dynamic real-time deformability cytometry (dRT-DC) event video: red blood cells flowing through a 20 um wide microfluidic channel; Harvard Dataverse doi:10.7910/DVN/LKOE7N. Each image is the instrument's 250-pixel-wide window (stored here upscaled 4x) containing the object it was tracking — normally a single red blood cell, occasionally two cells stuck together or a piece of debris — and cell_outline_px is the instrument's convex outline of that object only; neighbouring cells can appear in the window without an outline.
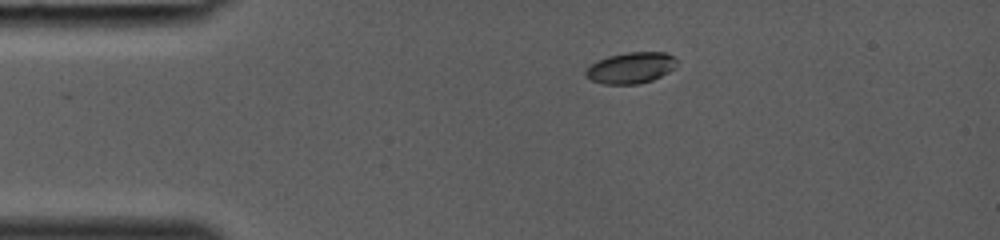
{"species": "common noctule bat (a hibernating species)", "species_latin": "Nyctalus noctula", "temperature_condition": "room temperature", "stored_images_in_passage": 31, "camera_frame_rate_fps": 3000, "um_per_image_px": 0.085, "animal": {"sex": "female", "body_mass_g": 19.0, "forearm_length_mm": 53.3}, "frame": {"image": 1, "passage_image": 1, "time_ms": 0.0, "image_size_px": [1000, 240], "cell_outline_px": [[676, 68], [652, 80], [636, 84], [604, 84], [592, 80], [584, 72], [596, 60], [608, 56], [628, 52], [664, 52], [672, 56], [676, 60]], "centroid_in_image_um": [53.63, 5.76], "position_along_channel_um": 31.4, "area_um2": 16.36}}
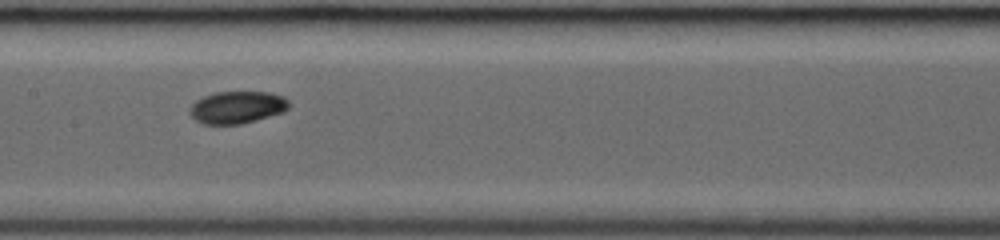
{"frame": {"image": 2, "passage_image": 13, "time_ms": 4.0, "image_size_px": [1000, 240], "cell_outline_px": [[288, 108], [284, 112], [256, 120], [240, 124], [204, 124], [196, 120], [188, 112], [192, 104], [196, 100], [204, 96], [216, 92], [268, 92], [284, 96], [288, 100]], "centroid_in_image_um": [20.16, 9.12], "position_along_channel_um": 187.2, "area_um2": 18.61}}
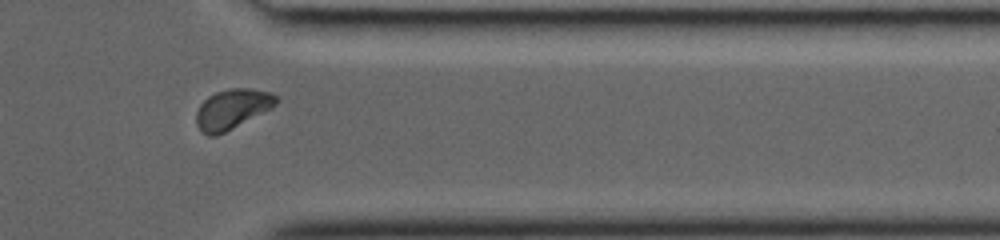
{"frame": {"image": 3, "passage_image": 25, "time_ms": 8.0, "image_size_px": [1000, 240], "cell_outline_px": [[280, 100], [272, 108], [216, 136], [208, 136], [200, 132], [196, 124], [196, 112], [200, 104], [208, 96], [216, 92], [232, 88], [252, 88], [268, 92], [280, 96]], "centroid_in_image_um": [19.74, 9.27], "position_along_channel_um": 391.7, "area_um2": 18.67}}